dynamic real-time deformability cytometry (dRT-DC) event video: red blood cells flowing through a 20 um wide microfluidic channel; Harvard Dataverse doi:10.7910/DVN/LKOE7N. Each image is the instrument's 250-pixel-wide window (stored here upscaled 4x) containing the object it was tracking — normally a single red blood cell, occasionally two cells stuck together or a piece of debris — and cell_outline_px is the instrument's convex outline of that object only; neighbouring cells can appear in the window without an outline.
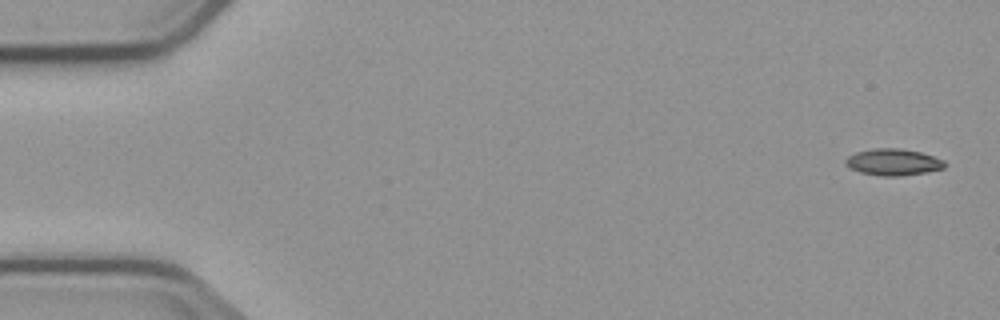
{"species": "common noctule bat (a hibernating species)", "species_latin": "Nyctalus noctula", "temperature_condition": "cold", "stored_images_in_passage": 4, "camera_frame_rate_fps": 3000, "um_per_image_px": 0.085, "animal": {"sex": "male", "body_mass_g": 23.1, "forearm_length_mm": 52.7}, "frame": {"image": 1, "passage_image": 1, "time_ms": 0.0, "image_size_px": [1000, 320], "cell_outline_px": [[948, 164], [944, 168], [928, 172], [900, 176], [880, 176], [860, 172], [848, 168], [844, 164], [844, 160], [848, 156], [856, 152], [872, 148], [900, 148], [920, 152], [944, 160]], "centroid_in_image_um": [75.9, 13.78], "position_along_channel_um": 9.1, "area_um2": 15.61}}
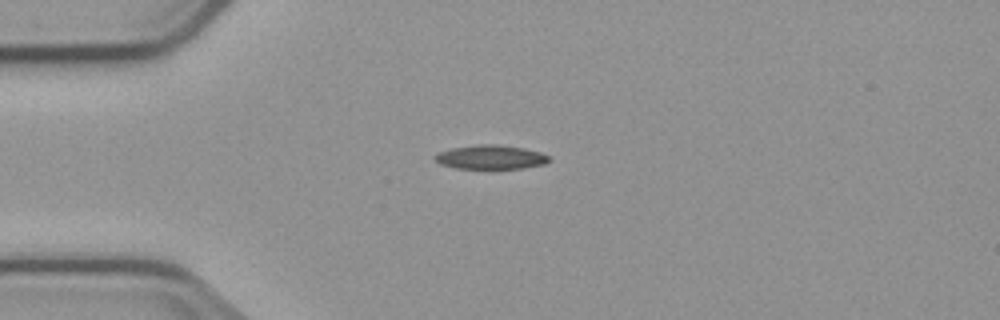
{"frame": {"image": 2, "passage_image": 4, "time_ms": 4.0, "image_size_px": [1000, 320], "cell_outline_px": [[552, 160], [544, 164], [524, 168], [456, 168], [440, 164], [432, 156], [436, 152], [452, 148], [480, 144], [500, 144], [524, 148], [540, 152], [548, 156]], "centroid_in_image_um": [41.7, 13.35], "position_along_channel_um": 43.3, "area_um2": 16.07}}